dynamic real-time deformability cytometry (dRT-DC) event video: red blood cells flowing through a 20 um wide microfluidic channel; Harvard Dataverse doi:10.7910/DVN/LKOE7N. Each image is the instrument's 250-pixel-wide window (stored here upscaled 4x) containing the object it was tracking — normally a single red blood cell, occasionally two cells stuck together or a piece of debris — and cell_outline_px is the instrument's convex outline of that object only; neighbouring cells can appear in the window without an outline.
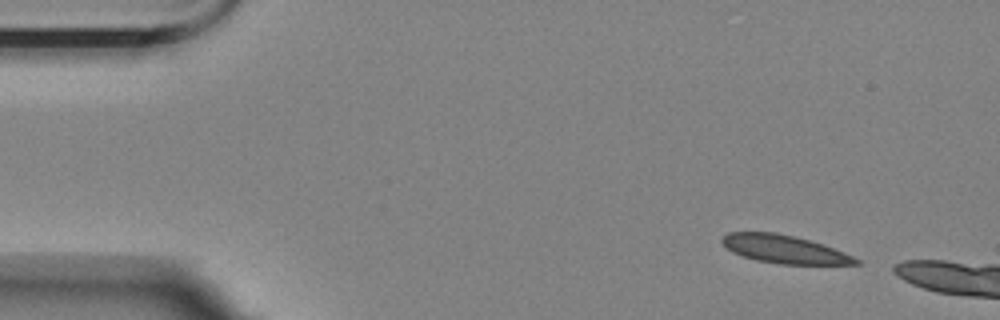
{"species": "Egyptian fruit bat (a non-hibernating species)", "species_latin": "Rousettus aegyptiacus", "temperature_condition": "room temperature", "stored_images_in_passage": 4, "camera_frame_rate_fps": 3000, "um_per_image_px": 0.085, "animal": {"sex": "female"}, "frame": {"image": 1, "passage_image": 1, "time_ms": 0.0, "image_size_px": [1000, 320], "cell_outline_px": [[860, 264], [780, 264], [756, 260], [732, 252], [720, 240], [728, 232], [776, 232], [808, 240], [844, 252], [860, 260]], "centroid_in_image_um": [66.64, 21.18], "position_along_channel_um": 18.4, "area_um2": 21.5}}